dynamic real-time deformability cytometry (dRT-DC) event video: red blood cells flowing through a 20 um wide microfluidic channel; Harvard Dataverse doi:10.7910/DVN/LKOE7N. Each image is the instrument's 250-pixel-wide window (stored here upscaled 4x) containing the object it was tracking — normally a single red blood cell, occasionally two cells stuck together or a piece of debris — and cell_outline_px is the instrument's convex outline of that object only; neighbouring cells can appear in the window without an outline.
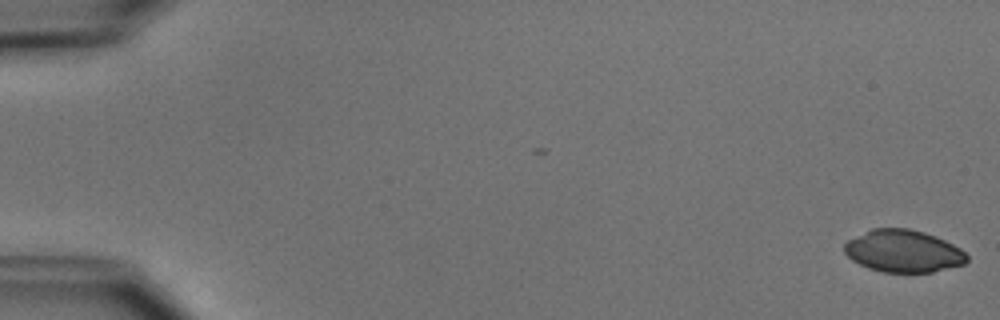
{"species": "common noctule bat (a hibernating species)", "species_latin": "Nyctalus noctula", "temperature_condition": "cold", "stored_images_in_passage": 5, "camera_frame_rate_fps": 3000, "um_per_image_px": 0.085, "animal": {"sex": "male", "body_mass_g": 15.6}, "frame": {"image": 1, "passage_image": 1, "time_ms": 0.0, "image_size_px": [1000, 320], "cell_outline_px": [[968, 260], [964, 264], [932, 272], [884, 272], [868, 268], [852, 260], [844, 252], [844, 244], [848, 240], [872, 228], [908, 228], [924, 232], [936, 236], [960, 248], [968, 256]], "centroid_in_image_um": [76.78, 21.34], "position_along_channel_um": 8.2, "area_um2": 30.11}}